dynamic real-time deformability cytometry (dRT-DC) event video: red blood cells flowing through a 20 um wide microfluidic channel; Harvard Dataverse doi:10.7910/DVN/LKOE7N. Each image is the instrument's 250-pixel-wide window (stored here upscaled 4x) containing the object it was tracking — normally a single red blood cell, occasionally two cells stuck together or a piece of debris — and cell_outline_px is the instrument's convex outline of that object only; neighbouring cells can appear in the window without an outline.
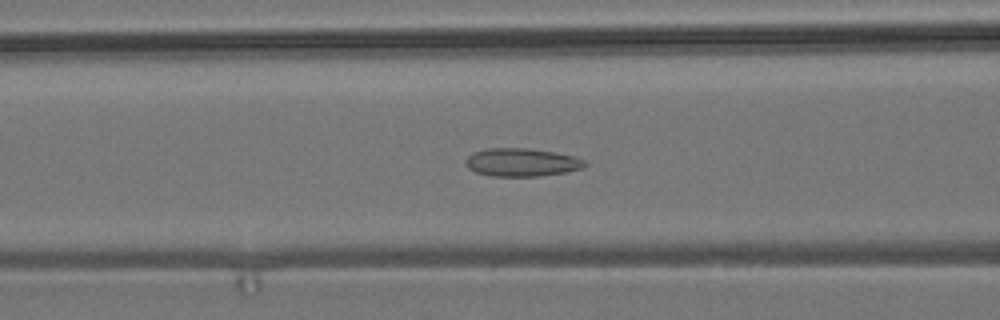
{"species": "common noctule bat (a hibernating species)", "species_latin": "Nyctalus noctula", "temperature_condition": "room temperature", "stored_images_in_passage": 55, "camera_frame_rate_fps": 3000, "um_per_image_px": 0.085, "animal": {"sex": "male", "body_mass_g": 19.2, "forearm_length_mm": 51.8}, "frame": {"image": 1, "passage_image": 21, "time_ms": 6.667, "image_size_px": [1000, 320], "cell_outline_px": [[588, 164], [584, 168], [564, 172], [540, 176], [492, 176], [476, 172], [468, 168], [464, 160], [472, 152], [488, 148], [528, 148], [556, 152], [576, 156], [584, 160]], "centroid_in_image_um": [44.36, 13.79], "position_along_channel_um": 122.2, "area_um2": 19.71}}
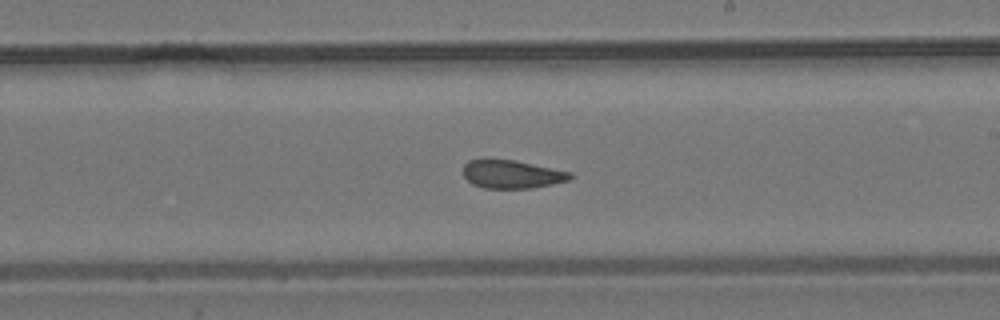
{"frame": {"image": 2, "passage_image": 31, "time_ms": 10.0, "image_size_px": [1000, 320], "cell_outline_px": [[572, 176], [568, 180], [552, 184], [532, 188], [484, 188], [472, 184], [464, 176], [464, 164], [468, 160], [484, 156], [516, 160], [572, 172]], "centroid_in_image_um": [43.45, 14.76], "position_along_channel_um": 245.6, "area_um2": 18.15}}
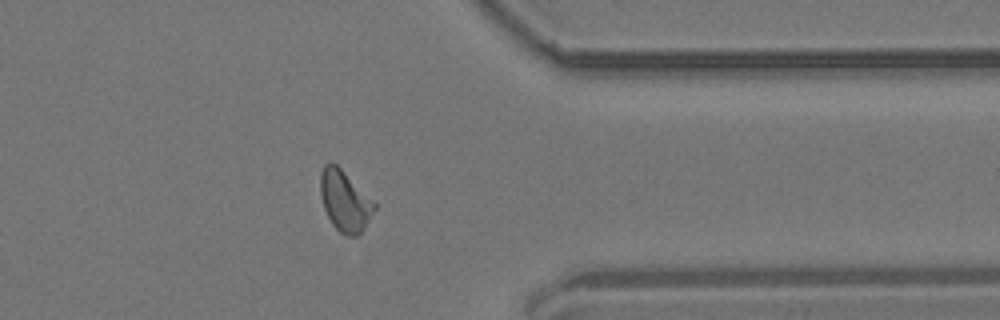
{"frame": {"image": 3, "passage_image": 43, "time_ms": 14.0, "image_size_px": [1000, 320], "cell_outline_px": [[376, 208], [364, 228], [356, 236], [348, 236], [340, 232], [332, 224], [324, 208], [320, 196], [320, 172], [324, 164], [336, 164], [376, 204]], "centroid_in_image_um": [29.29, 17.09], "position_along_channel_um": 382.1, "area_um2": 18.73}, "authors_computed_cell_mechanics": {"area_um2": 18.9006, "velocity_mm_per_s": 3.7039, "shape_relaxation_time_tau1_ms": null, "shape_relaxation_time_tau2_ms": 2.1809, "deformation_change_tau1": null, "deformation_change_tau2": 0.0937}}